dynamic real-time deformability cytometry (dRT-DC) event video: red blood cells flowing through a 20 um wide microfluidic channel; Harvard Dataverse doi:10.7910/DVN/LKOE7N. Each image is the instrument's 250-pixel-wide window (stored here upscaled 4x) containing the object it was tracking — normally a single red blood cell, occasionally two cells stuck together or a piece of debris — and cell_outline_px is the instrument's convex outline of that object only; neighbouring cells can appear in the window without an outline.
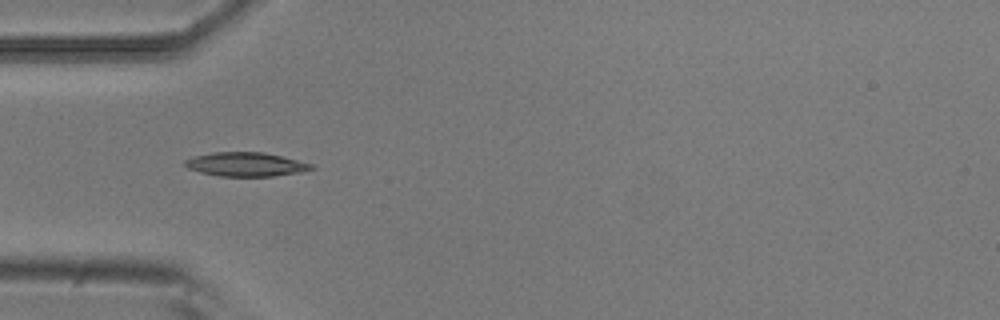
{"species": "common noctule bat (a hibernating species)", "species_latin": "Nyctalus noctula", "temperature_condition": "room temperature", "stored_images_in_passage": 6, "camera_frame_rate_fps": 3000, "um_per_image_px": 0.085, "animal": {"sex": "male", "body_mass_g": 20.5, "forearm_length_mm": 52.5}, "frame": {"image": 1, "passage_image": 4, "time_ms": 1.0, "image_size_px": [1000, 320], "cell_outline_px": [[316, 168], [300, 172], [272, 176], [220, 176], [200, 172], [188, 168], [184, 164], [184, 160], [196, 156], [212, 152], [264, 152], [312, 164]], "centroid_in_image_um": [20.88, 13.97], "position_along_channel_um": 64.1, "area_um2": 17.46}}
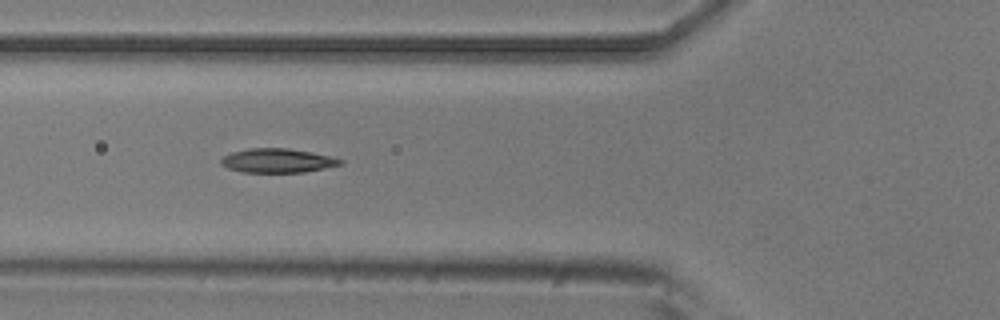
{"frame": {"image": 2, "passage_image": 5, "time_ms": 1.333, "image_size_px": [1000, 320], "cell_outline_px": [[344, 164], [304, 172], [240, 172], [228, 168], [220, 164], [220, 160], [224, 156], [232, 152], [248, 148], [288, 148], [328, 156], [344, 160]], "centroid_in_image_um": [23.55, 13.65], "position_along_channel_um": 102.2, "area_um2": 16.65}}
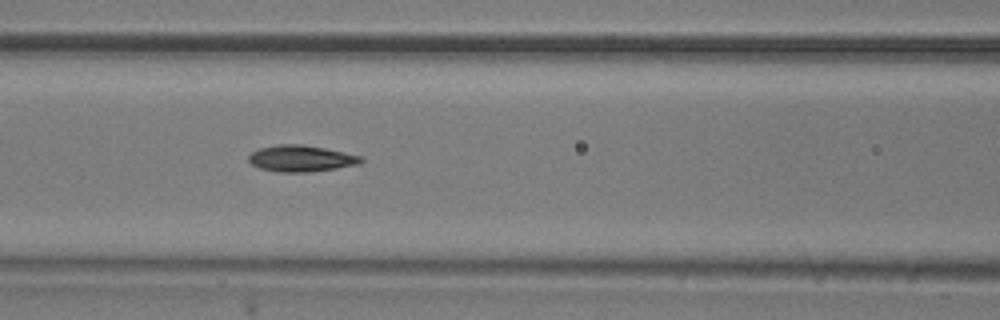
{"frame": {"image": 3, "passage_image": 6, "time_ms": 1.667, "image_size_px": [1000, 320], "cell_outline_px": [[364, 160], [360, 164], [336, 168], [308, 172], [276, 172], [260, 168], [252, 164], [248, 160], [248, 156], [252, 152], [260, 148], [280, 144], [304, 144], [344, 152], [360, 156]], "centroid_in_image_um": [25.58, 13.47], "position_along_channel_um": 141.0, "area_um2": 17.22}}